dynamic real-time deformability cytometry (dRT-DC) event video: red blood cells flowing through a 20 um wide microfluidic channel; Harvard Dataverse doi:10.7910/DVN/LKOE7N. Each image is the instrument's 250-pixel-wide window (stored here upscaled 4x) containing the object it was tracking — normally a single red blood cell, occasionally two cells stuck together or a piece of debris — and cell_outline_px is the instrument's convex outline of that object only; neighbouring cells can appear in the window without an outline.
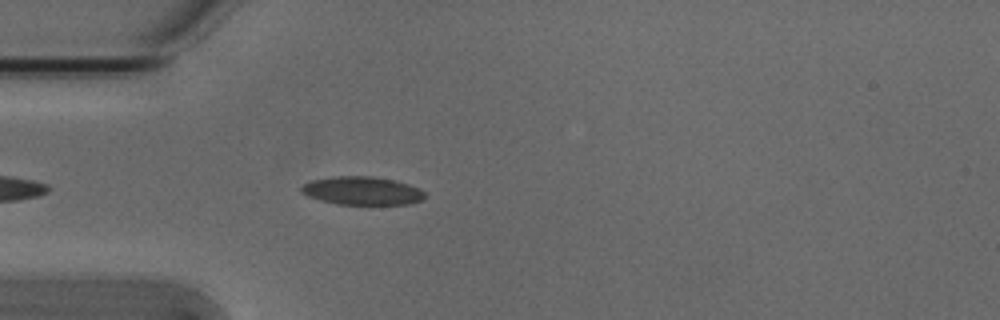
{"species": "Egyptian fruit bat (a non-hibernating species)", "species_latin": "Rousettus aegyptiacus", "temperature_condition": "cold", "stored_images_in_passage": 28, "camera_frame_rate_fps": 3000, "um_per_image_px": 0.085, "animal": {"sex": "male"}, "frame": {"image": 1, "passage_image": 5, "time_ms": 1.333, "image_size_px": [1000, 320], "cell_outline_px": [[428, 196], [424, 200], [412, 204], [336, 204], [320, 200], [308, 196], [300, 192], [300, 188], [304, 184], [312, 180], [336, 176], [372, 176], [392, 180], [408, 184], [424, 192]], "centroid_in_image_um": [30.79, 16.22], "position_along_channel_um": 54.2, "area_um2": 20.35}}
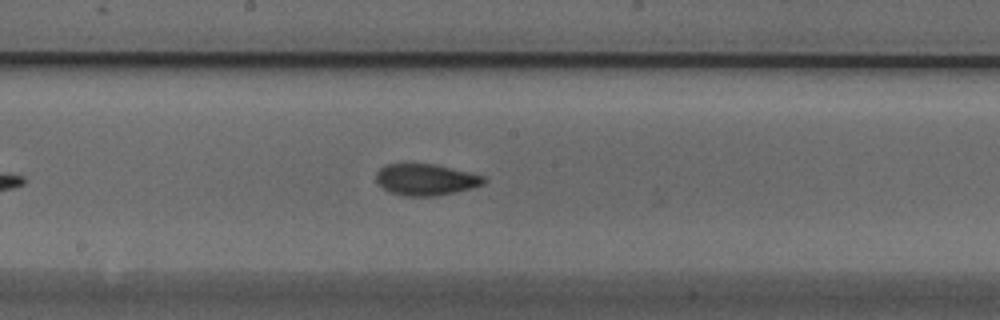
{"frame": {"image": 2, "passage_image": 18, "time_ms": 5.667, "image_size_px": [1000, 320], "cell_outline_px": [[488, 180], [484, 184], [472, 188], [436, 196], [400, 196], [388, 192], [376, 180], [376, 172], [384, 164], [436, 164], [484, 176]], "centroid_in_image_um": [36.19, 15.27], "position_along_channel_um": 212.0, "area_um2": 19.83}}
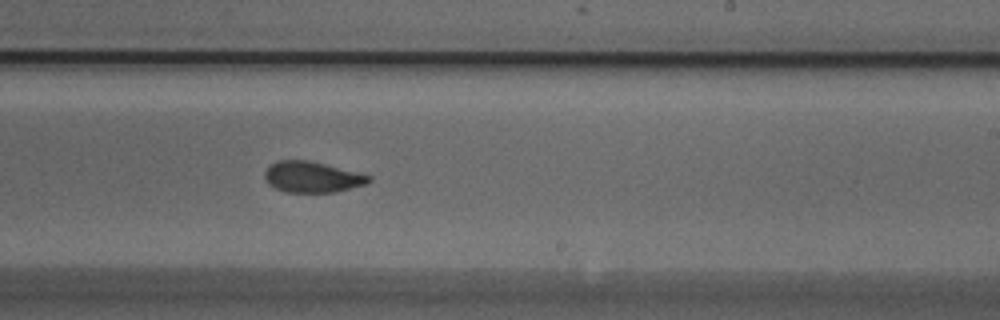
{"frame": {"image": 3, "passage_image": 22, "time_ms": 7.0, "image_size_px": [1000, 320], "cell_outline_px": [[372, 180], [364, 184], [336, 192], [284, 192], [268, 184], [264, 176], [264, 172], [276, 160], [308, 160], [372, 176]], "centroid_in_image_um": [26.5, 15.05], "position_along_channel_um": 262.5, "area_um2": 18.55}}